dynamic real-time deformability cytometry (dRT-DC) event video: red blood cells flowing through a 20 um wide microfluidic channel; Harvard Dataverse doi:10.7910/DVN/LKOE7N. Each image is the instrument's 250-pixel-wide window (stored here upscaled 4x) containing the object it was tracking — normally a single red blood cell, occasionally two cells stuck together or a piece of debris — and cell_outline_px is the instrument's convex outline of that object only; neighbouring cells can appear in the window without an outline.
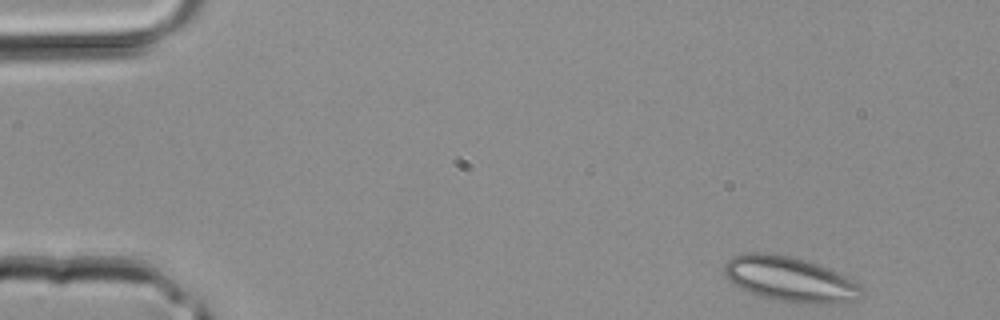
{"species": "common noctule bat (a hibernating species)", "species_latin": "Nyctalus noctula", "temperature_condition": "room temperature", "stored_images_in_passage": 36, "camera_frame_rate_fps": 3000, "um_per_image_px": 0.085, "animal": {"sex": "male", "body_mass_g": 20.4}, "frame": {"image": 1, "passage_image": 1, "time_ms": 0.0, "image_size_px": [1000, 320], "cell_outline_px": [[864, 292], [856, 300], [820, 304], [800, 304], [760, 296], [732, 284], [728, 280], [724, 272], [724, 264], [732, 256], [744, 252], [768, 252], [792, 256], [828, 268], [860, 284]], "centroid_in_image_um": [67.11, 23.72], "position_along_channel_um": 17.9, "area_um2": 36.01}}
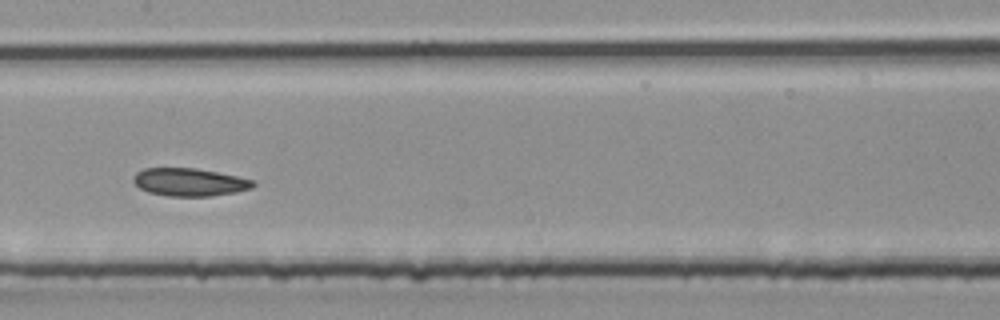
{"frame": {"image": 2, "passage_image": 17, "time_ms": 5.333, "image_size_px": [1000, 320], "cell_outline_px": [[256, 184], [252, 188], [236, 192], [208, 196], [168, 196], [148, 192], [140, 188], [132, 180], [132, 176], [136, 172], [144, 168], [196, 168], [236, 176], [252, 180]], "centroid_in_image_um": [16.07, 15.48], "position_along_channel_um": 191.3, "area_um2": 19.36}}
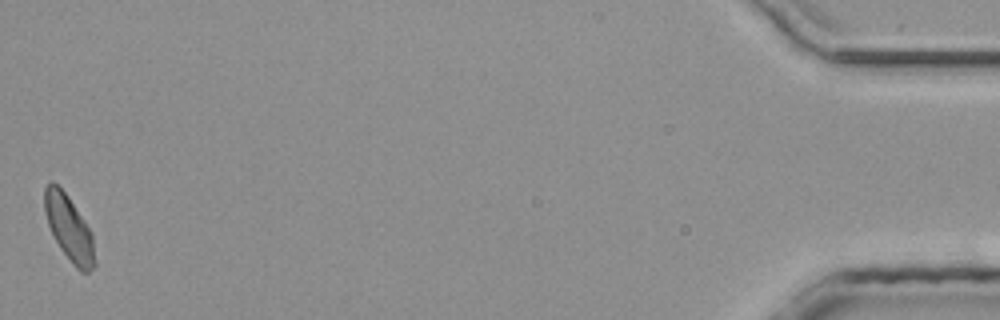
{"frame": {"image": 3, "passage_image": 36, "time_ms": 11.667, "image_size_px": [1000, 320], "cell_outline_px": [[96, 264], [88, 272], [80, 272], [76, 268], [60, 248], [48, 224], [44, 212], [44, 188], [52, 180], [68, 196], [92, 232], [96, 260]], "centroid_in_image_um": [5.88, 19.41], "position_along_channel_um": 429.3, "area_um2": 19.02}}